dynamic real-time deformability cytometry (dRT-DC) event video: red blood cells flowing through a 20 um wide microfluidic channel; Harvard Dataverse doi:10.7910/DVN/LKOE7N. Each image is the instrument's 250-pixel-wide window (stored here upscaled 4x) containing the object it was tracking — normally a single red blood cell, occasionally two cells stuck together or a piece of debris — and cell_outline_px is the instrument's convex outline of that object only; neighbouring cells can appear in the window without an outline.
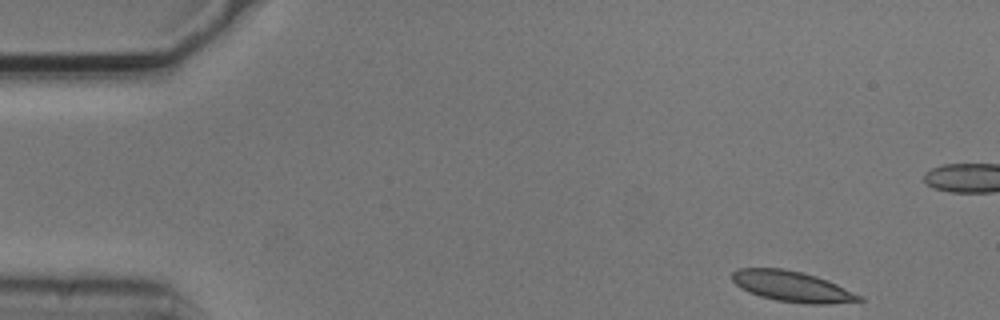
{"species": "common noctule bat (a hibernating species)", "species_latin": "Nyctalus noctula", "temperature_condition": "cold", "stored_images_in_passage": 5, "camera_frame_rate_fps": 3000, "um_per_image_px": 0.085, "animal": {"sex": "male", "body_mass_g": 20.5, "forearm_length_mm": 52.5}, "frame": {"image": 1, "passage_image": 1, "time_ms": 0.0, "image_size_px": [1000, 320], "cell_outline_px": [[864, 300], [832, 304], [804, 304], [776, 300], [760, 296], [748, 292], [740, 288], [732, 280], [732, 272], [736, 268], [784, 268], [816, 276], [828, 280], [860, 296]], "centroid_in_image_um": [67.28, 24.35], "position_along_channel_um": 17.7, "area_um2": 22.6}}